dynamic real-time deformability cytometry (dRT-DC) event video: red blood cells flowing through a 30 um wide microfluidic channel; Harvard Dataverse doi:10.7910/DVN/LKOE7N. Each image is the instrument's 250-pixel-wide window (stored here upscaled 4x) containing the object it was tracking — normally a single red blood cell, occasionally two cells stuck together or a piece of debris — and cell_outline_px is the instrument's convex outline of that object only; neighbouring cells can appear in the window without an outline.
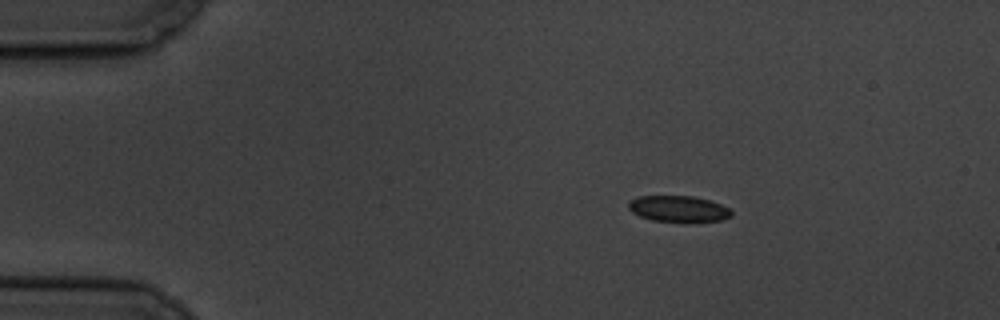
{"species": "common noctule bat (a hibernating species)", "species_latin": "Nyctalus noctula", "temperature_condition": "cold", "stored_images_in_passage": 49, "camera_frame_rate_fps": 3000, "um_per_image_px": 0.085, "animal": {"sex": "male", "body_mass_g": 19.5, "forearm_length_mm": 54.6}, "frame": {"image": 1, "passage_image": 1, "time_ms": 0.0, "image_size_px": [1000, 320], "cell_outline_px": [[732, 216], [720, 220], [692, 224], [688, 224], [652, 220], [640, 216], [632, 212], [628, 208], [628, 200], [640, 196], [692, 196], [708, 200], [720, 204], [728, 208], [732, 212]], "centroid_in_image_um": [57.67, 17.79], "position_along_channel_um": 27.3, "area_um2": 16.18}}
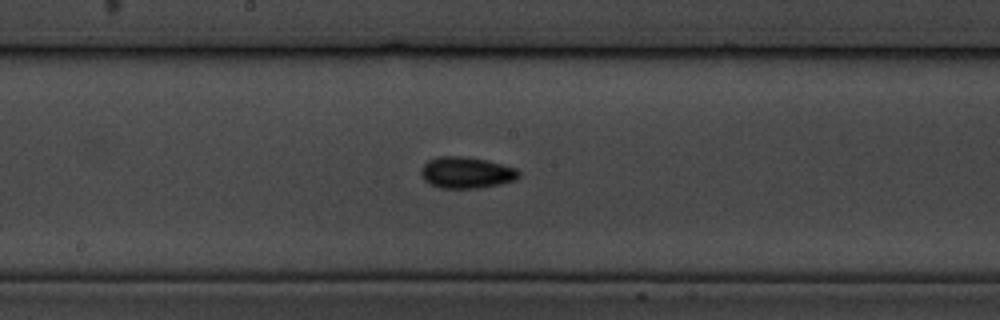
{"frame": {"image": 2, "passage_image": 22, "time_ms": 7.0, "image_size_px": [1000, 320], "cell_outline_px": [[520, 176], [516, 180], [500, 184], [480, 188], [440, 188], [428, 184], [424, 180], [420, 172], [420, 168], [428, 160], [440, 156], [460, 156], [488, 160], [516, 168], [520, 172]], "centroid_in_image_um": [39.64, 14.68], "position_along_channel_um": 208.6, "area_um2": 18.09}}
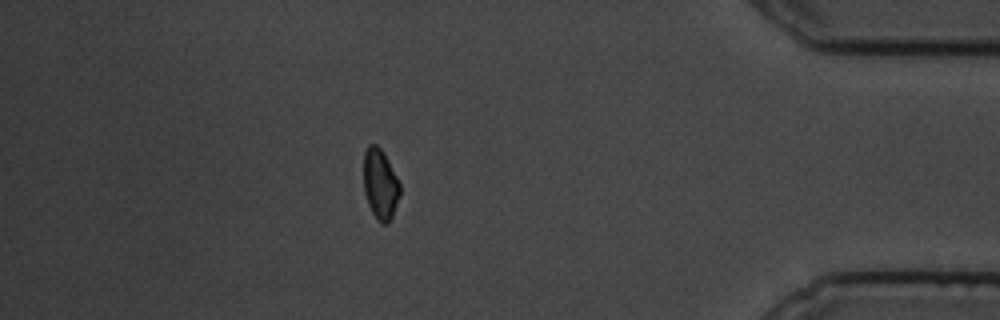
{"frame": {"image": 3, "passage_image": 42, "time_ms": 13.667, "image_size_px": [1000, 320], "cell_outline_px": [[400, 192], [392, 216], [388, 224], [380, 224], [376, 220], [368, 204], [364, 192], [364, 152], [368, 144], [376, 144], [384, 152], [400, 184]], "centroid_in_image_um": [32.31, 15.66], "position_along_channel_um": 402.9, "area_um2": 14.91}, "authors_computed_cell_mechanics": {"area_um2": 15.8372, "velocity_mm_per_s": 3.5043, "shape_relaxation_time_tau1_ms": 5.7285, "shape_relaxation_time_tau2_ms": 5.0305, "deformation_change_tau1": 0.1446, "deformation_change_tau2": 0.0856}}